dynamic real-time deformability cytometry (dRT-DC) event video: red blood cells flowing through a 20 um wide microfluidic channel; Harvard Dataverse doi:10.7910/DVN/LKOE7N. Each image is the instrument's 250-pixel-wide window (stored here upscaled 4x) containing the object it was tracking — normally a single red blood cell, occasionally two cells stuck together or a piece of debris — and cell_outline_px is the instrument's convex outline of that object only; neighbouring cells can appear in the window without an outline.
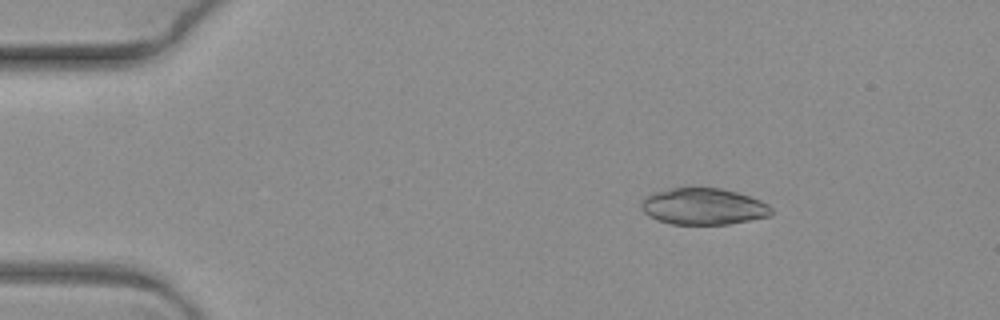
{"species": "common noctule bat (a hibernating species)", "species_latin": "Nyctalus noctula", "temperature_condition": "warm", "stored_images_in_passage": 7, "camera_frame_rate_fps": 3000, "um_per_image_px": 0.085, "animal": {"sex": "female", "body_mass_g": 19.3, "forearm_length_mm": 54.1}, "frame": {"image": 1, "passage_image": 3, "time_ms": 0.667, "image_size_px": [1000, 320], "cell_outline_px": [[772, 212], [768, 216], [728, 224], [672, 224], [656, 220], [648, 216], [640, 208], [640, 200], [644, 196], [652, 192], [692, 184], [720, 188], [736, 192], [760, 200], [768, 204], [772, 208]], "centroid_in_image_um": [59.7, 17.5], "position_along_channel_um": 25.3, "area_um2": 28.44}}
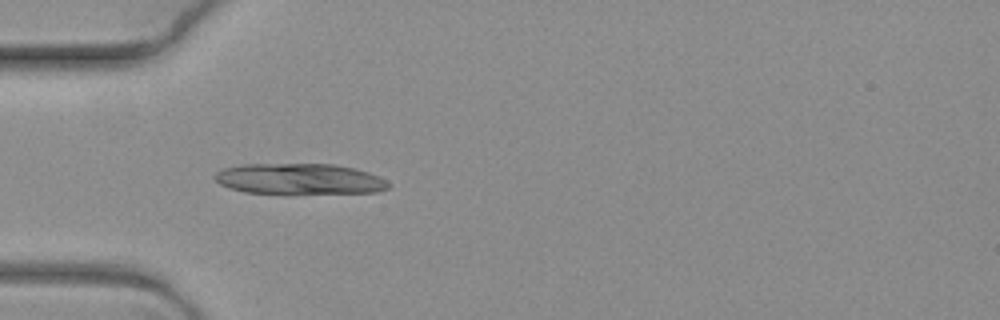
{"frame": {"image": 2, "passage_image": 6, "time_ms": 1.667, "image_size_px": [1000, 320], "cell_outline_px": [[392, 184], [388, 188], [380, 192], [244, 192], [228, 188], [220, 184], [212, 176], [216, 172], [224, 168], [244, 164], [336, 164], [368, 172]], "centroid_in_image_um": [25.41, 15.19], "position_along_channel_um": 59.6, "area_um2": 30.58}}